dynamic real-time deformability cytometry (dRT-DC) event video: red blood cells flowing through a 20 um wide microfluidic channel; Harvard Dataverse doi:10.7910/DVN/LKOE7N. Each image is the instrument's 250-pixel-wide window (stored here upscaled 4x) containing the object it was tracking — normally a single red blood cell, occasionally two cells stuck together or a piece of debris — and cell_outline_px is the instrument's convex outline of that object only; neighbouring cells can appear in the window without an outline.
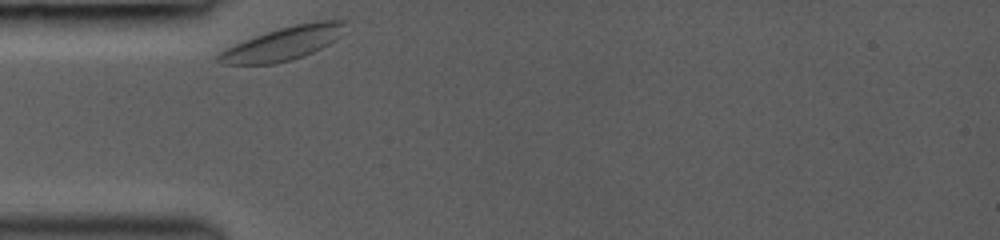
{"species": "common noctule bat (a hibernating species)", "species_latin": "Nyctalus noctula", "temperature_condition": "room temperature", "stored_images_in_passage": 26, "camera_frame_rate_fps": 3000, "um_per_image_px": 0.085, "animal": {"sex": "female", "body_mass_g": 19.0, "forearm_length_mm": 53.3}, "frame": {"image": 1, "passage_image": 1, "time_ms": 0.0, "image_size_px": [1000, 240], "cell_outline_px": [[348, 20], [340, 36], [328, 44], [304, 56], [292, 60], [272, 64], [220, 64], [216, 60], [216, 56], [220, 52], [244, 40], [292, 24], [316, 20]], "centroid_in_image_um": [24.09, 3.69], "position_along_channel_um": 60.9, "area_um2": 24.51}}
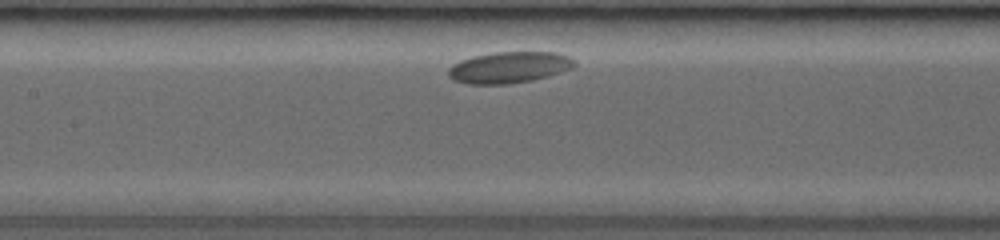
{"frame": {"image": 2, "passage_image": 14, "time_ms": 3.0, "image_size_px": [1000, 240], "cell_outline_px": [[576, 64], [572, 68], [548, 76], [532, 80], [508, 84], [468, 84], [452, 80], [448, 76], [448, 68], [452, 64], [460, 60], [472, 56], [492, 52], [556, 52], [568, 56], [576, 60]], "centroid_in_image_um": [43.25, 5.72], "position_along_channel_um": 164.2, "area_um2": 23.24}}
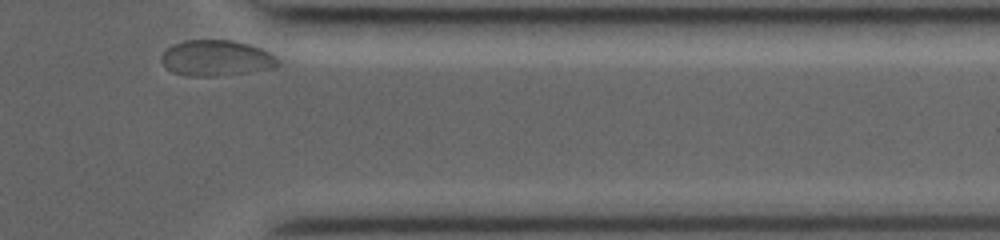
{"frame": {"image": 3, "passage_image": 26, "time_ms": 9.333, "image_size_px": [1000, 240], "cell_outline_px": [[280, 64], [276, 68], [248, 72], [216, 76], [188, 76], [172, 72], [160, 60], [160, 56], [172, 44], [184, 40], [232, 40], [248, 44], [260, 48], [276, 56], [280, 60]], "centroid_in_image_um": [18.4, 4.94], "position_along_channel_um": 393.0, "area_um2": 24.45}}